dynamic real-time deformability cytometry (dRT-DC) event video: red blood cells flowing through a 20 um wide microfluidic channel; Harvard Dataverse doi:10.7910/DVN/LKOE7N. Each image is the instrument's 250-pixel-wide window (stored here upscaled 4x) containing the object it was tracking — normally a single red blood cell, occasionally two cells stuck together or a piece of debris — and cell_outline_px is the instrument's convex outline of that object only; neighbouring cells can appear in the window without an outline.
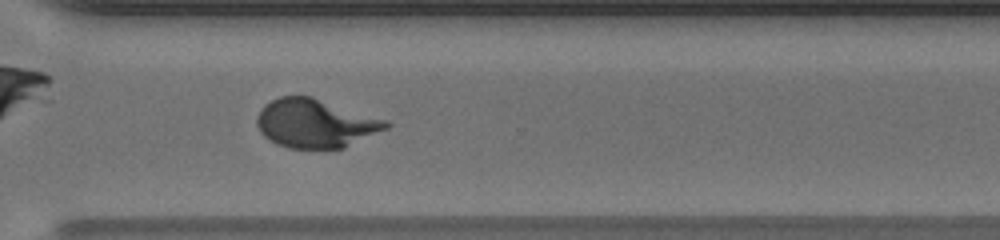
{"species": "human", "species_latin": "Homo sapiens", "temperature_condition": "warm", "stored_images_in_passage": 53, "camera_frame_rate_fps": 3000, "um_per_image_px": 0.085, "donor": {"sex": "male"}, "frame": {"image": 1, "passage_image": 38, "time_ms": 12.333, "image_size_px": [1000, 240], "cell_outline_px": [[392, 124], [388, 128], [344, 148], [288, 148], [276, 144], [268, 140], [260, 132], [256, 124], [256, 116], [260, 108], [264, 104], [280, 96], [312, 96], [388, 120]], "centroid_in_image_um": [26.8, 10.48], "position_along_channel_um": 343.8, "area_um2": 36.93}}